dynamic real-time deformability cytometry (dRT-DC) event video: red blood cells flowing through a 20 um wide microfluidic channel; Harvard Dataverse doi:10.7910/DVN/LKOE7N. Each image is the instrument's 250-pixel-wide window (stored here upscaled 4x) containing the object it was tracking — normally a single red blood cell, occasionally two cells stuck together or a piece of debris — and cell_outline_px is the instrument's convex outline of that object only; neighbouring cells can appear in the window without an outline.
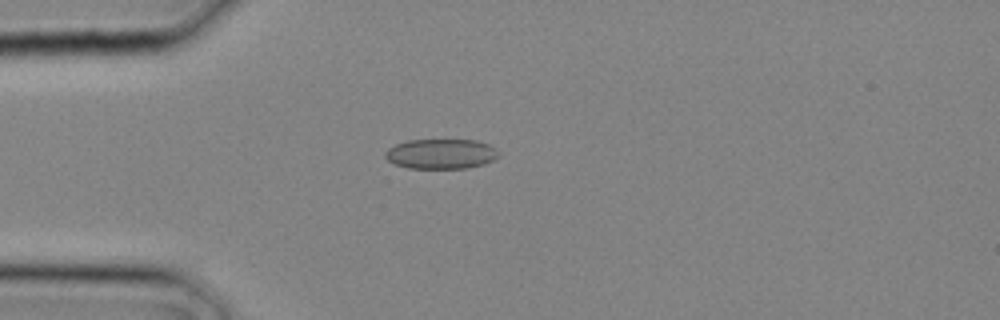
{"species": "common noctule bat (a hibernating species)", "species_latin": "Nyctalus noctula", "temperature_condition": "cold", "stored_images_in_passage": 27, "camera_frame_rate_fps": 3000, "um_per_image_px": 0.085, "animal": {"sex": "male", "body_mass_g": 20.4}, "frame": {"image": 1, "passage_image": 7, "time_ms": 2.0, "image_size_px": [1000, 320], "cell_outline_px": [[500, 156], [484, 164], [468, 168], [408, 168], [396, 164], [388, 160], [384, 156], [384, 152], [388, 148], [396, 144], [408, 140], [476, 140], [488, 144], [500, 152]], "centroid_in_image_um": [37.49, 13.08], "position_along_channel_um": 47.5, "area_um2": 19.83}}
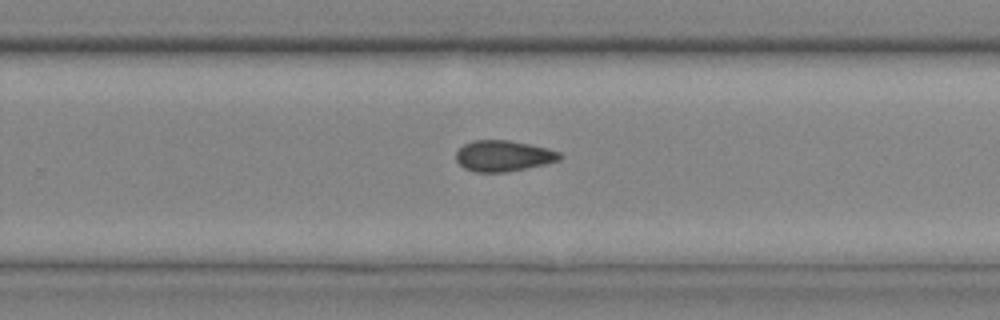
{"frame": {"image": 2, "passage_image": 18, "time_ms": 5.667, "image_size_px": [1000, 320], "cell_outline_px": [[564, 156], [560, 160], [544, 164], [508, 172], [472, 172], [464, 168], [456, 160], [456, 152], [464, 144], [476, 140], [508, 140], [548, 148], [560, 152]], "centroid_in_image_um": [42.8, 13.26], "position_along_channel_um": 287.0, "area_um2": 18.73}}
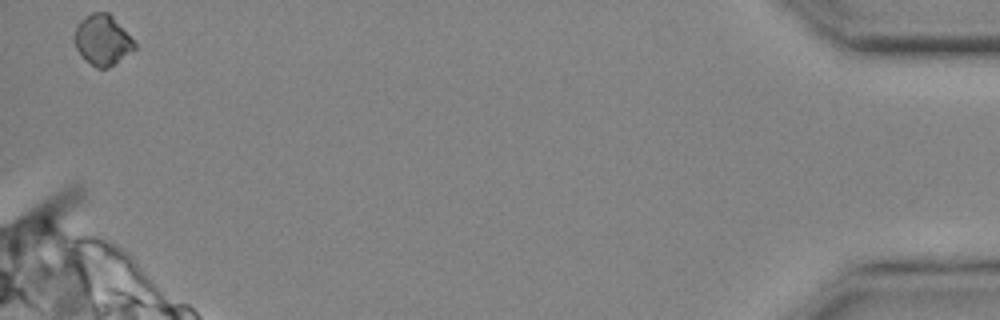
{"frame": {"image": 3, "passage_image": 27, "time_ms": 8.667, "image_size_px": [1000, 320], "cell_outline_px": [[136, 48], [108, 68], [96, 68], [76, 48], [72, 40], [72, 36], [80, 20], [92, 12], [108, 12], [112, 16], [136, 44]], "centroid_in_image_um": [8.68, 3.38], "position_along_channel_um": 426.5, "area_um2": 17.28}}